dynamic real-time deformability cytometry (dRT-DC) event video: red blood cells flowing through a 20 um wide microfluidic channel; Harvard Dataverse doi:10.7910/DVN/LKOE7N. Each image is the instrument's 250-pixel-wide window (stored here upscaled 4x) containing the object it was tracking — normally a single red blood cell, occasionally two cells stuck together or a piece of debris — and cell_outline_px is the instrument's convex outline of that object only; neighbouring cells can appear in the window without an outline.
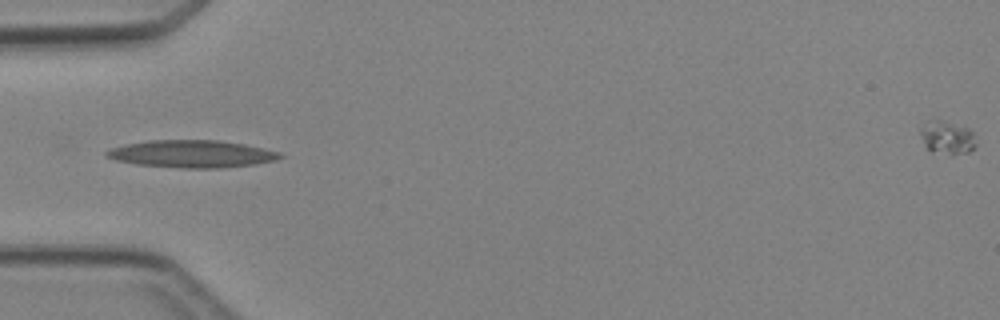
{"species": "Egyptian fruit bat (a non-hibernating species)", "species_latin": "Rousettus aegyptiacus", "temperature_condition": "cold", "stored_images_in_passage": 6, "camera_frame_rate_fps": 3000, "um_per_image_px": 0.085, "animal": {"sex": "female"}, "frame": {"image": 1, "passage_image": 6, "time_ms": 5.667, "image_size_px": [1000, 320], "cell_outline_px": [[284, 156], [276, 160], [252, 164], [220, 168], [184, 168], [136, 164], [116, 160], [104, 156], [104, 152], [108, 148], [124, 144], [148, 140], [220, 140], [244, 144], [264, 148], [280, 152]], "centroid_in_image_um": [16.26, 13.07], "position_along_channel_um": 68.7, "area_um2": 27.8}}